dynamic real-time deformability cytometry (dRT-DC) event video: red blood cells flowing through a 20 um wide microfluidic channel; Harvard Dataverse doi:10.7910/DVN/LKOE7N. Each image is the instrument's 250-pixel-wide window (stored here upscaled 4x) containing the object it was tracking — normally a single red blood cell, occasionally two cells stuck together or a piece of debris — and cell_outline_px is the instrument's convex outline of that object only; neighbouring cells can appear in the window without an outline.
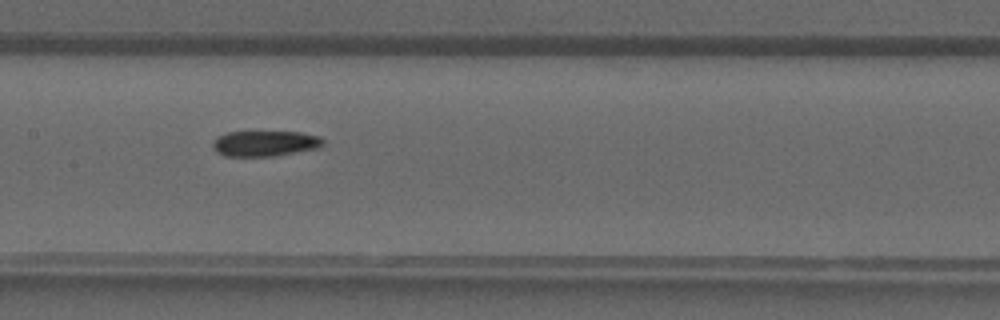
{"species": "common noctule bat (a hibernating species)", "species_latin": "Nyctalus noctula", "temperature_condition": "warm", "stored_images_in_passage": 32, "camera_frame_rate_fps": 3000, "um_per_image_px": 0.085, "animal": {"sex": "male", "forearm_length_mm": 52.5}, "frame": {"image": 1, "passage_image": 12, "time_ms": 3.667, "image_size_px": [1000, 320], "cell_outline_px": [[324, 144], [320, 148], [272, 156], [224, 156], [216, 152], [212, 148], [212, 140], [228, 132], [300, 132], [320, 136], [324, 140]], "centroid_in_image_um": [22.53, 12.19], "position_along_channel_um": 184.9, "area_um2": 16.53}}
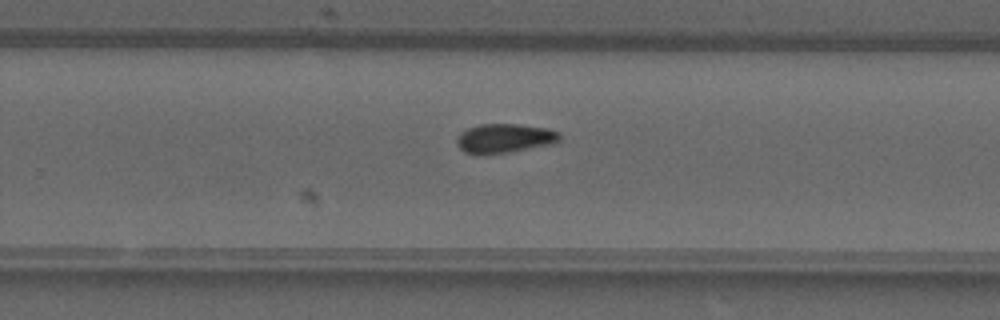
{"frame": {"image": 2, "passage_image": 18, "time_ms": 5.667, "image_size_px": [1000, 320], "cell_outline_px": [[560, 140], [552, 144], [508, 152], [464, 152], [456, 144], [456, 136], [460, 132], [468, 128], [480, 124], [520, 124], [548, 128], [560, 132]], "centroid_in_image_um": [42.91, 11.72], "position_along_channel_um": 286.9, "area_um2": 17.22}}
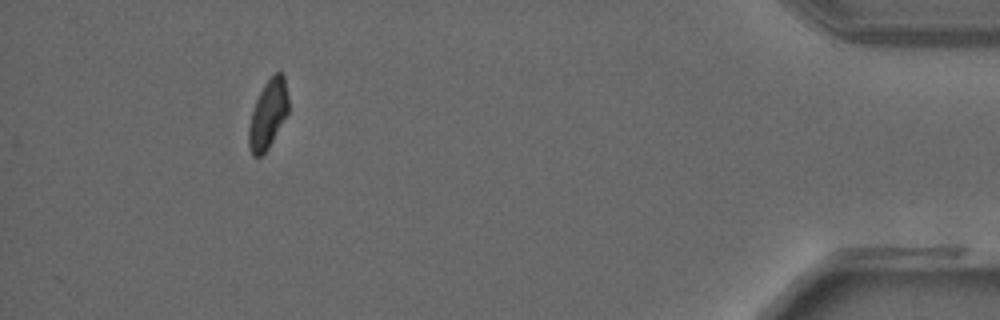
{"frame": {"image": 3, "passage_image": 29, "time_ms": 9.333, "image_size_px": [1000, 320], "cell_outline_px": [[288, 112], [268, 148], [260, 156], [252, 156], [248, 148], [248, 128], [252, 112], [256, 100], [264, 84], [276, 72], [280, 72], [284, 76], [288, 96]], "centroid_in_image_um": [22.76, 9.72], "position_along_channel_um": 412.4, "area_um2": 15.66}}